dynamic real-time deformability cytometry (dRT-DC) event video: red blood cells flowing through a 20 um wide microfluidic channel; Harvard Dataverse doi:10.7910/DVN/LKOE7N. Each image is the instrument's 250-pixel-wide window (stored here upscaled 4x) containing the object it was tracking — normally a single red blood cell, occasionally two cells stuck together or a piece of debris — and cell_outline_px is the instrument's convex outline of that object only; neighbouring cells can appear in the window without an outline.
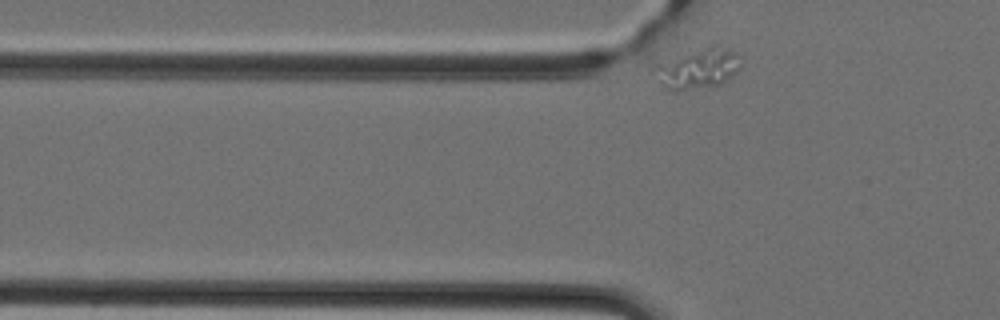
{"species": "Egyptian fruit bat (a non-hibernating species)", "species_latin": "Rousettus aegyptiacus", "temperature_condition": "cold", "stored_images_in_passage": 32, "camera_frame_rate_fps": 3000, "um_per_image_px": 0.085, "animal": {"sex": "female"}, "frame": {"image": 1, "passage_image": 2, "time_ms": 0.333, "image_size_px": [1000, 320], "cell_outline_px": [[740, 68], [728, 80], [720, 84], [676, 92], [672, 92], [664, 84], [660, 68], [716, 44], [736, 52], [740, 56]], "centroid_in_image_um": [59.62, 5.89], "position_along_channel_um": 66.2, "area_um2": 17.92}}
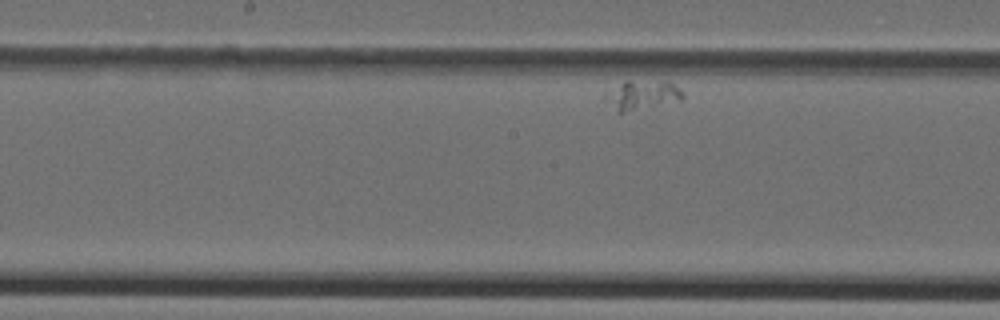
{"frame": {"image": 2, "passage_image": 15, "time_ms": 4.667, "image_size_px": [1000, 320], "cell_outline_px": [[684, 100], [620, 112], [616, 112], [604, 100], [604, 92], [624, 80], [668, 80], [684, 96]], "centroid_in_image_um": [54.51, 8.04], "position_along_channel_um": 193.7, "area_um2": 13.41}}